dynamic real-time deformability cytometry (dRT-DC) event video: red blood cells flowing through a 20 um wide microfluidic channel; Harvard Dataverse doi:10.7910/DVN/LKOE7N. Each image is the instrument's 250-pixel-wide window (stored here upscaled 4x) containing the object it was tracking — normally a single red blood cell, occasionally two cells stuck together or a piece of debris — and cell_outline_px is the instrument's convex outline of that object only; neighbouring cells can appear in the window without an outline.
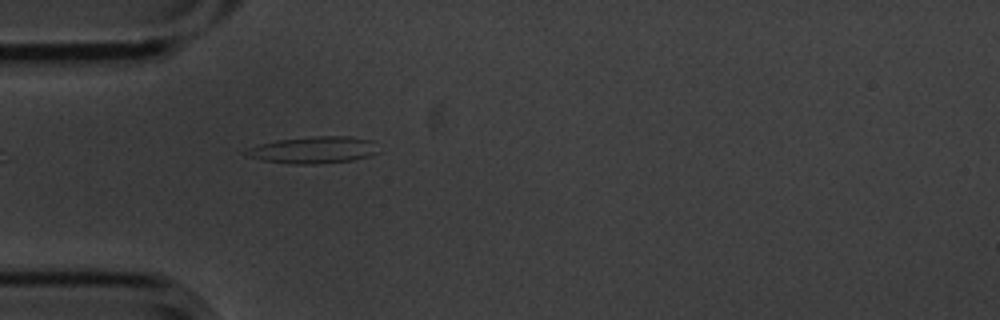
{"species": "common noctule bat (a hibernating species)", "species_latin": "Nyctalus noctula", "temperature_condition": "cold", "stored_images_in_passage": 4, "camera_frame_rate_fps": 3000, "um_per_image_px": 0.085, "animal": {"sex": "male", "body_mass_g": 20.1, "forearm_length_mm": 53.5}, "frame": {"image": 1, "passage_image": 4, "time_ms": 1.0, "image_size_px": [1000, 320], "cell_outline_px": [[380, 152], [368, 156], [352, 160], [312, 164], [292, 164], [260, 160], [244, 156], [244, 152], [248, 148], [260, 144], [276, 140], [312, 136], [348, 136], [372, 140]], "centroid_in_image_um": [26.62, 12.74], "position_along_channel_um": 58.4, "area_um2": 20.81}}